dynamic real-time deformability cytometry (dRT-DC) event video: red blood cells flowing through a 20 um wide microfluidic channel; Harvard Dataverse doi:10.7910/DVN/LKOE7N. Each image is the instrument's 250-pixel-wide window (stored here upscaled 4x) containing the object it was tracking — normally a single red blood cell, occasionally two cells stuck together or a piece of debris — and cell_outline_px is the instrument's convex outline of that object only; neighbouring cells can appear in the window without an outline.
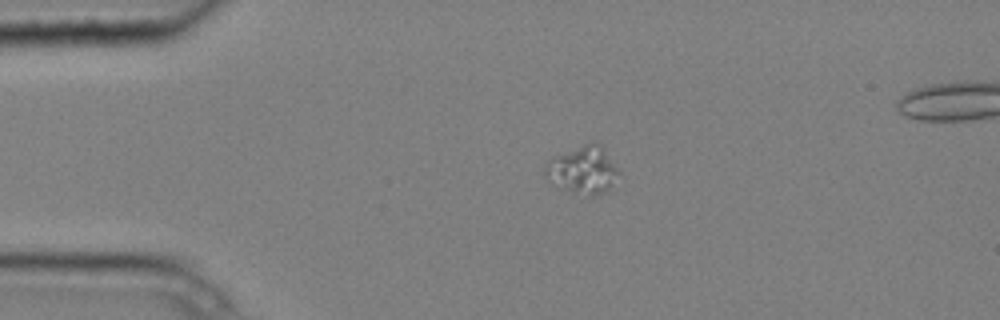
{"species": "common noctule bat (a hibernating species)", "species_latin": "Nyctalus noctula", "temperature_condition": "cold", "stored_images_in_passage": 3, "camera_frame_rate_fps": 3000, "um_per_image_px": 0.085, "animal": {"sex": "male", "body_mass_g": 20.4}, "frame": {"image": 1, "passage_image": 1, "time_ms": 0.0, "image_size_px": [1000, 320], "cell_outline_px": [[620, 172], [612, 188], [608, 192], [600, 196], [588, 196], [556, 188], [548, 180], [544, 172], [544, 168], [548, 160], [552, 156], [592, 140], [596, 140], [604, 148]], "centroid_in_image_um": [49.55, 14.46], "position_along_channel_um": 35.5, "area_um2": 21.27}}